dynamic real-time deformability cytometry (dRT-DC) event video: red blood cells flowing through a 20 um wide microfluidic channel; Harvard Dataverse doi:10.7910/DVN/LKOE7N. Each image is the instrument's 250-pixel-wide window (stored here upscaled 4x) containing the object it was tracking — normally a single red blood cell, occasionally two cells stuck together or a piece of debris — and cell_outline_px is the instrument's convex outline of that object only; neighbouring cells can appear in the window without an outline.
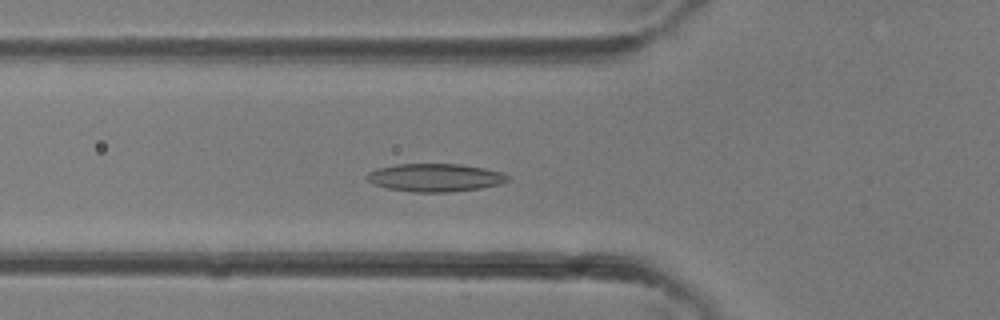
{"species": "common noctule bat (a hibernating species)", "species_latin": "Nyctalus noctula", "temperature_condition": "room temperature", "stored_images_in_passage": 36, "camera_frame_rate_fps": 3000, "um_per_image_px": 0.085, "animal": {"sex": "female"}, "frame": {"image": 1, "passage_image": 12, "time_ms": 3.667, "image_size_px": [1000, 320], "cell_outline_px": [[508, 180], [500, 184], [480, 188], [448, 192], [412, 192], [388, 188], [376, 184], [368, 180], [368, 172], [376, 168], [396, 164], [460, 164], [484, 168], [504, 172], [508, 176]], "centroid_in_image_um": [37.01, 15.09], "position_along_channel_um": 88.8, "area_um2": 22.83}}
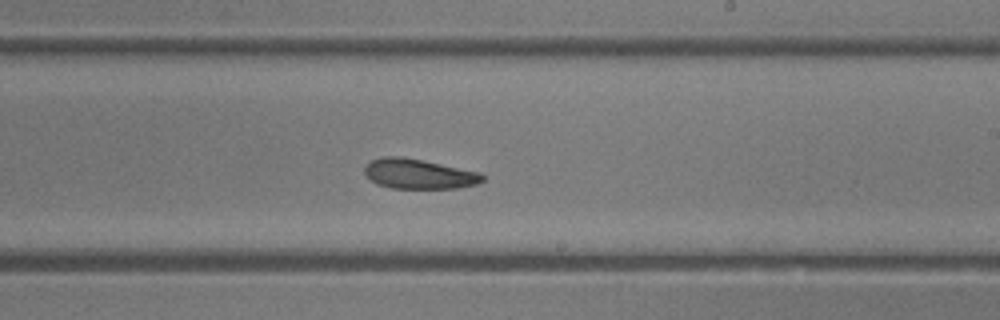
{"frame": {"image": 2, "passage_image": 21, "time_ms": 6.667, "image_size_px": [1000, 320], "cell_outline_px": [[484, 180], [476, 184], [456, 188], [392, 188], [376, 184], [364, 172], [364, 168], [372, 160], [384, 156], [400, 156], [480, 172], [484, 176]], "centroid_in_image_um": [35.59, 14.79], "position_along_channel_um": 253.4, "area_um2": 20.23}}
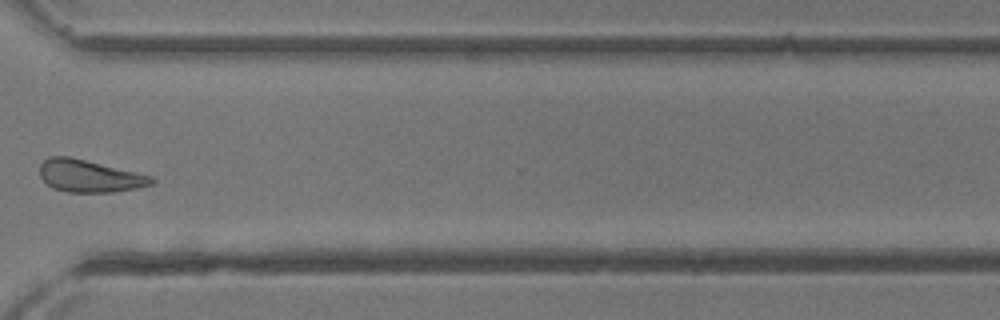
{"frame": {"image": 3, "passage_image": 27, "time_ms": 8.667, "image_size_px": [1000, 320], "cell_outline_px": [[156, 180], [152, 184], [140, 188], [112, 192], [68, 192], [52, 188], [40, 176], [40, 164], [48, 156], [68, 156], [136, 172], [152, 176]], "centroid_in_image_um": [7.61, 14.97], "position_along_channel_um": 363.0, "area_um2": 20.98}}